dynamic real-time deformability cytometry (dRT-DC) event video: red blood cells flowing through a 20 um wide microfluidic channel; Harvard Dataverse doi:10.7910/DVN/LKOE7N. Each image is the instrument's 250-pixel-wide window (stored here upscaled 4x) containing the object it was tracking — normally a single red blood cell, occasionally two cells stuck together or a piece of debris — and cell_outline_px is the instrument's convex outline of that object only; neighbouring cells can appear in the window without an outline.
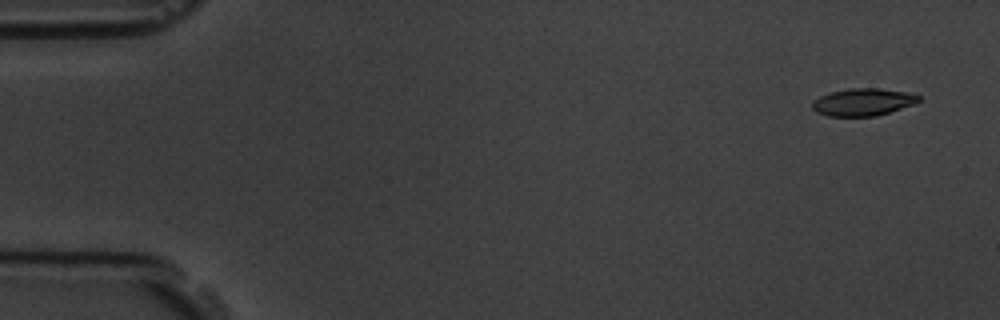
{"species": "common noctule bat (a hibernating species)", "species_latin": "Nyctalus noctula", "temperature_condition": "room temperature", "stored_images_in_passage": 5, "camera_frame_rate_fps": 3000, "um_per_image_px": 0.085, "animal": {"sex": "male", "body_mass_g": 19.5, "forearm_length_mm": 54.6}, "frame": {"image": 1, "passage_image": 1, "time_ms": 0.0, "image_size_px": [1000, 320], "cell_outline_px": [[920, 100], [912, 104], [876, 116], [828, 116], [816, 112], [812, 108], [812, 104], [820, 96], [832, 92], [848, 88], [876, 88], [904, 92], [920, 96]], "centroid_in_image_um": [73.31, 8.68], "position_along_channel_um": 11.7, "area_um2": 16.59}}
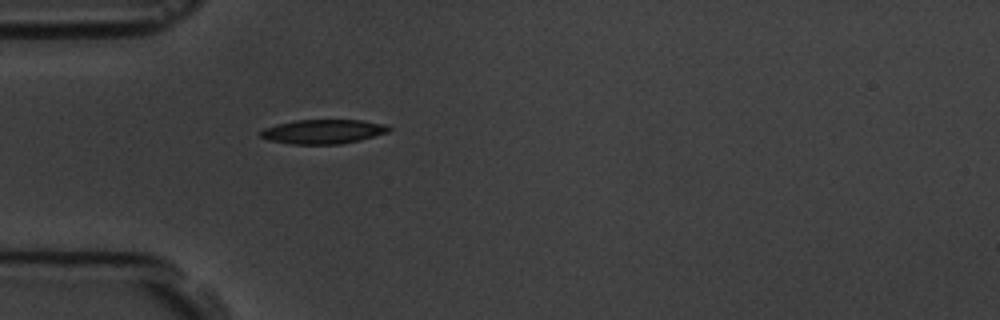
{"frame": {"image": 2, "passage_image": 5, "time_ms": 4.667, "image_size_px": [1000, 320], "cell_outline_px": [[392, 128], [388, 132], [360, 140], [340, 144], [292, 144], [268, 140], [260, 136], [256, 132], [264, 128], [276, 124], [296, 120], [364, 120], [388, 124]], "centroid_in_image_um": [27.46, 11.18], "position_along_channel_um": 57.5, "area_um2": 18.38}}